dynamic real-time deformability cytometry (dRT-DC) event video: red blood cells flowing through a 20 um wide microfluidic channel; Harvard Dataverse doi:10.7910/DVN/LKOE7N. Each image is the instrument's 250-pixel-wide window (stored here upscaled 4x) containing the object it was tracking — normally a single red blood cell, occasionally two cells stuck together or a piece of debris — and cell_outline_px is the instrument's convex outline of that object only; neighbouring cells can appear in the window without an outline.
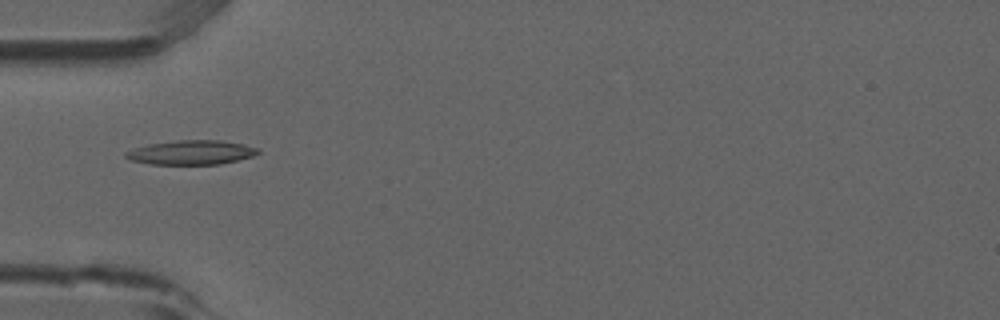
{"species": "common noctule bat (a hibernating species)", "species_latin": "Nyctalus noctula", "temperature_condition": "room temperature", "stored_images_in_passage": 5, "camera_frame_rate_fps": 3000, "um_per_image_px": 0.085, "animal": {"sex": "male", "forearm_length_mm": 52.5}, "frame": {"image": 1, "passage_image": 5, "time_ms": 1.333, "image_size_px": [1000, 320], "cell_outline_px": [[260, 152], [252, 156], [220, 164], [148, 164], [132, 160], [124, 156], [124, 152], [148, 144], [176, 140], [220, 140], [244, 144], [260, 148]], "centroid_in_image_um": [16.27, 12.95], "position_along_channel_um": 68.7, "area_um2": 18.67}}